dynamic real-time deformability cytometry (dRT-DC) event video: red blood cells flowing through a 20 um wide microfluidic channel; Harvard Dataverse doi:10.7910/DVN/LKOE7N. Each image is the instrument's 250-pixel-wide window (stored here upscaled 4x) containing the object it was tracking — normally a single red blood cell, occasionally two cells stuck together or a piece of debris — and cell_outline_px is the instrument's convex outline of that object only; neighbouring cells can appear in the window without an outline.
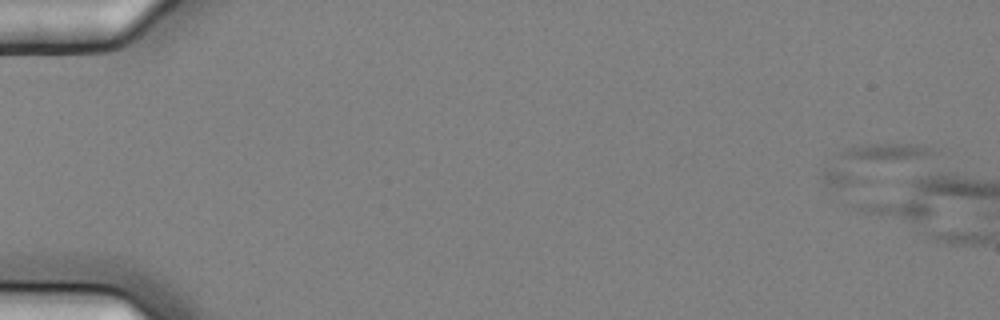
{"species": "common noctule bat (a hibernating species)", "species_latin": "Nyctalus noctula", "temperature_condition": "cold", "stored_images_in_passage": 2, "camera_frame_rate_fps": 3000, "um_per_image_px": 0.085, "animal": {"sex": "female", "body_mass_g": 25.1}, "frame": {"image": 1, "passage_image": 1, "time_ms": 0.0, "image_size_px": [1000, 320], "cell_outline_px": [[936, 152], [872, 180], [840, 188], [824, 184], [820, 180], [824, 160], [848, 148], [868, 144], [924, 144]], "centroid_in_image_um": [73.9, 13.82], "position_along_channel_um": 11.1, "area_um2": 22.25}}